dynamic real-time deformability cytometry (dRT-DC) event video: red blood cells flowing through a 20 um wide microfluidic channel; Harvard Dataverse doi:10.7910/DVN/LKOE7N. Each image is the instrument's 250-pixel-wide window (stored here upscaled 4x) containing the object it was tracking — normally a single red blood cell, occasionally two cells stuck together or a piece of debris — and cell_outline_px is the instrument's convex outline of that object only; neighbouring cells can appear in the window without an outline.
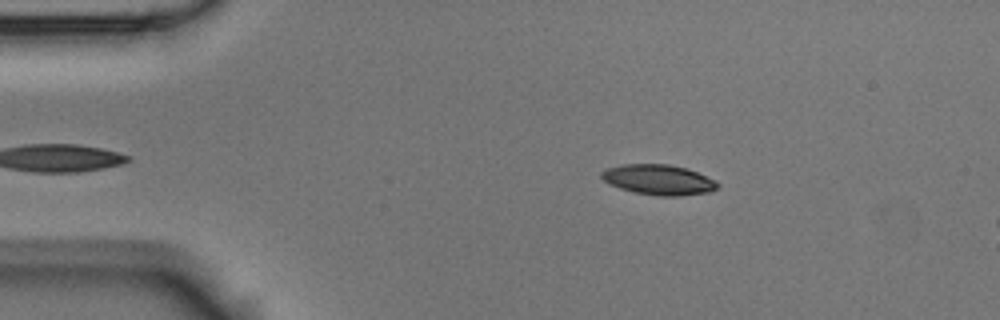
{"species": "Egyptian fruit bat (a non-hibernating species)", "species_latin": "Rousettus aegyptiacus", "temperature_condition": "room temperature", "stored_images_in_passage": 4, "camera_frame_rate_fps": 3000, "um_per_image_px": 0.085, "animal": {"sex": "male"}, "frame": {"image": 1, "passage_image": 2, "time_ms": 0.333, "image_size_px": [1000, 320], "cell_outline_px": [[720, 184], [716, 188], [708, 192], [680, 196], [660, 196], [636, 192], [620, 188], [604, 180], [600, 176], [600, 172], [604, 168], [620, 164], [668, 164], [688, 168], [716, 180]], "centroid_in_image_um": [55.98, 15.26], "position_along_channel_um": 29.0, "area_um2": 20.52}}